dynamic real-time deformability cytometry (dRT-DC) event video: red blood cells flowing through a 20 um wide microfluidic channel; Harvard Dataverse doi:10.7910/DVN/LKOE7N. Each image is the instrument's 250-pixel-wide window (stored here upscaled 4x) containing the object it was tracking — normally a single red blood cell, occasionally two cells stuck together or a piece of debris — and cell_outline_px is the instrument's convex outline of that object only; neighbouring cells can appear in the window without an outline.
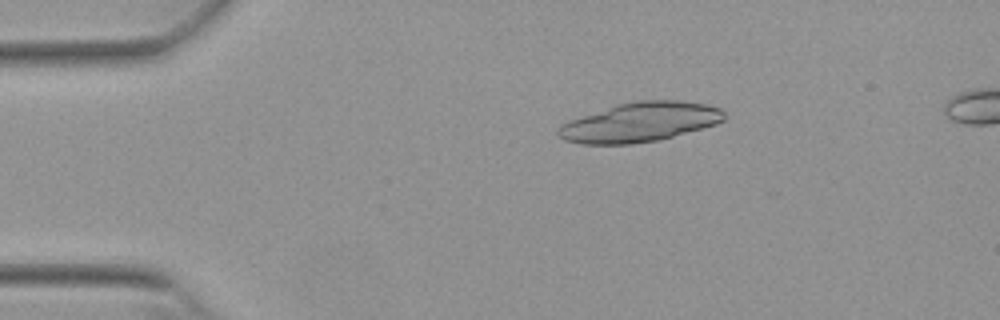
{"species": "Egyptian fruit bat (a non-hibernating species)", "species_latin": "Rousettus aegyptiacus", "temperature_condition": "warm", "stored_images_in_passage": 4, "camera_frame_rate_fps": 3000, "um_per_image_px": 0.085, "animal": {"sex": "female"}, "frame": {"image": 1, "passage_image": 2, "time_ms": 0.333, "image_size_px": [1000, 320], "cell_outline_px": [[728, 116], [724, 120], [716, 124], [672, 136], [656, 140], [632, 144], [584, 144], [564, 140], [556, 136], [556, 132], [560, 124], [568, 120], [616, 104], [640, 100], [680, 100], [708, 104], [720, 108]], "centroid_in_image_um": [54.37, 10.37], "position_along_channel_um": 30.6, "area_um2": 38.32}}